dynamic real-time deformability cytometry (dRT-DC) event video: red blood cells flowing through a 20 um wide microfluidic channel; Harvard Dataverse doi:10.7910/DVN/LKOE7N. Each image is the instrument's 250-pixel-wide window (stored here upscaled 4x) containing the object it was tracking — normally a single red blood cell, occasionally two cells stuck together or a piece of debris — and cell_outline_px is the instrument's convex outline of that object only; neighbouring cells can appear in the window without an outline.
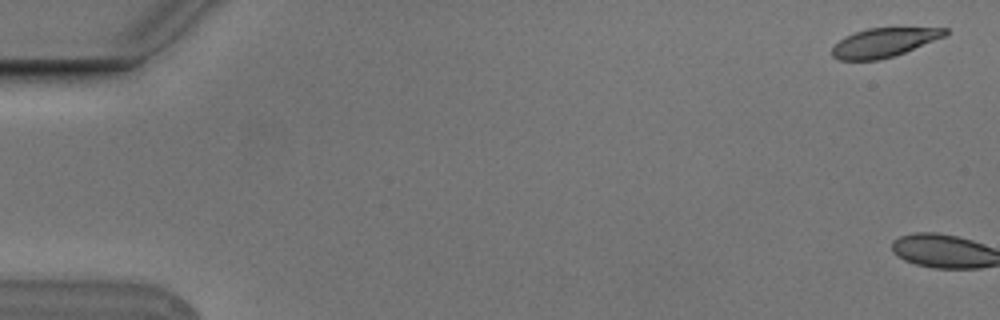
{"species": "Egyptian fruit bat (a non-hibernating species)", "species_latin": "Rousettus aegyptiacus", "temperature_condition": "cold", "stored_images_in_passage": 5, "camera_frame_rate_fps": 3000, "um_per_image_px": 0.085, "animal": {"sex": "male"}, "frame": {"image": 1, "passage_image": 1, "time_ms": 0.0, "image_size_px": [1000, 320], "cell_outline_px": [[948, 32], [944, 36], [904, 52], [880, 60], [840, 60], [832, 56], [832, 48], [844, 36], [868, 28], [948, 28]], "centroid_in_image_um": [75.1, 3.62], "position_along_channel_um": 9.9, "area_um2": 18.73}}